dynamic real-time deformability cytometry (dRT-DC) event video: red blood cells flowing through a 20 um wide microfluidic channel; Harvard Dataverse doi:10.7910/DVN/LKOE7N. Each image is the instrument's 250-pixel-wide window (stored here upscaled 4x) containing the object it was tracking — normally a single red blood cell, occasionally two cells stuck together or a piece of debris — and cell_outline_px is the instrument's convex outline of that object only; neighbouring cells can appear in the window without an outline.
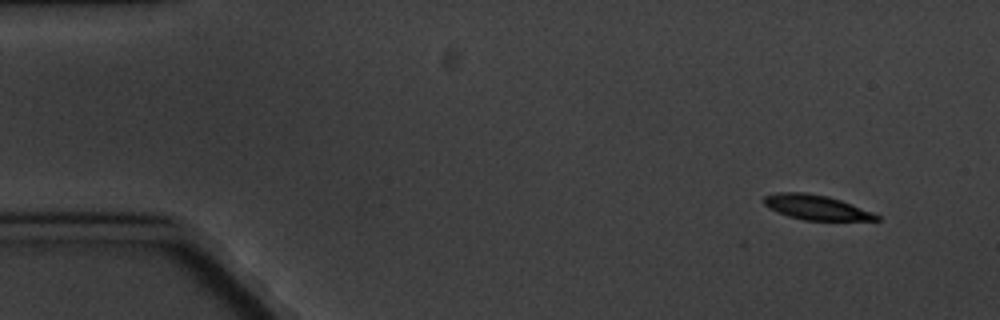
{"species": "common noctule bat (a hibernating species)", "species_latin": "Nyctalus noctula", "temperature_condition": "cold", "stored_images_in_passage": 9, "camera_frame_rate_fps": 3000, "um_per_image_px": 0.085, "animal": {"sex": "male", "body_mass_g": 20.1, "forearm_length_mm": 53.5}, "frame": {"image": 1, "passage_image": 1, "time_ms": 0.0, "image_size_px": [1000, 320], "cell_outline_px": [[880, 220], [804, 220], [788, 216], [776, 212], [768, 208], [764, 204], [764, 196], [780, 192], [804, 192], [828, 196], [852, 204], [872, 212], [880, 216]], "centroid_in_image_um": [69.35, 17.62], "position_along_channel_um": 15.6, "area_um2": 16.18}}
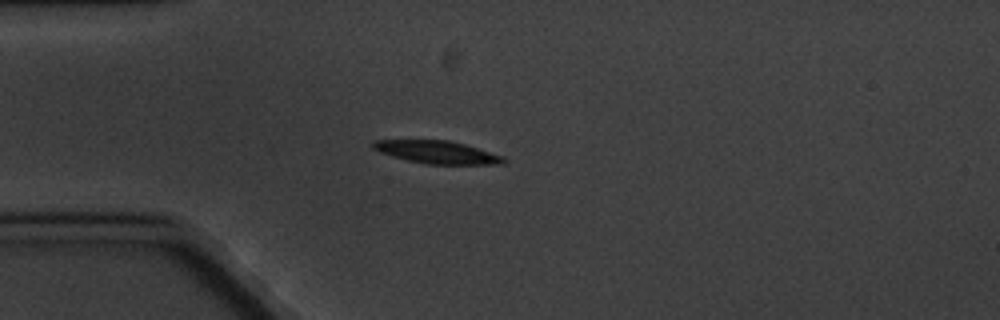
{"frame": {"image": 2, "passage_image": 4, "time_ms": 3.667, "image_size_px": [1000, 320], "cell_outline_px": [[508, 160], [504, 164], [424, 164], [392, 156], [380, 152], [372, 148], [368, 144], [372, 140], [448, 140], [464, 144], [504, 156]], "centroid_in_image_um": [37.13, 12.93], "position_along_channel_um": 47.9, "area_um2": 17.4}}
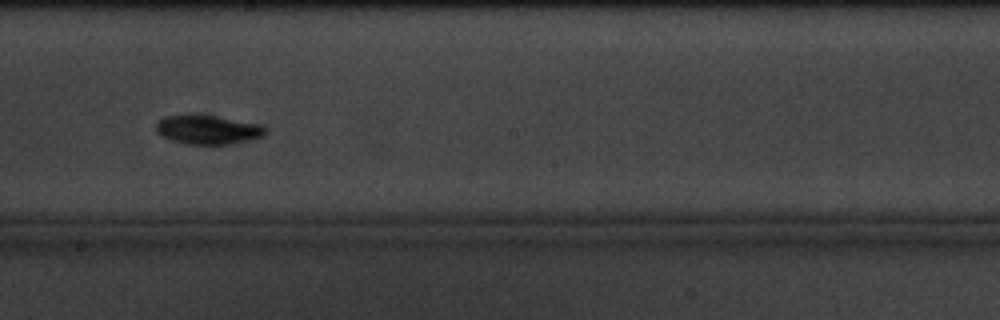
{"frame": {"image": 3, "passage_image": 9, "time_ms": 9.667, "image_size_px": [1000, 320], "cell_outline_px": [[268, 132], [264, 136], [248, 140], [228, 144], [184, 144], [168, 140], [160, 136], [156, 132], [156, 124], [164, 116], [212, 116], [264, 124], [268, 128]], "centroid_in_image_um": [17.7, 11.05], "position_along_channel_um": 230.5, "area_um2": 18.5}}